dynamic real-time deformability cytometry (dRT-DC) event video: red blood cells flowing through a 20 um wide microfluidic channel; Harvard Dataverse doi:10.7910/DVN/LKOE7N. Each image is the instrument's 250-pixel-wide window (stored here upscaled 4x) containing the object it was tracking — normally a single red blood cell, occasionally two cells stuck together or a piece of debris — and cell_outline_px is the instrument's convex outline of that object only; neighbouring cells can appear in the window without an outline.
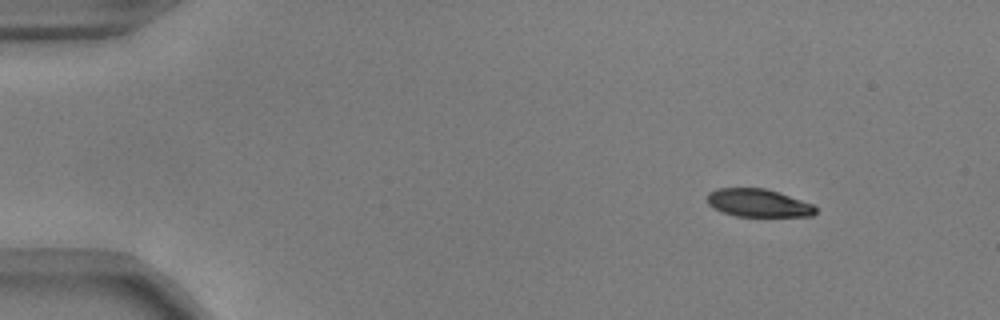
{"species": "common noctule bat (a hibernating species)", "species_latin": "Nyctalus noctula", "temperature_condition": "warm", "stored_images_in_passage": 49, "camera_frame_rate_fps": 3000, "um_per_image_px": 0.085, "animal": {"sex": "male", "body_mass_g": 17.9, "forearm_length_mm": 54.2}, "frame": {"image": 1, "passage_image": 1, "time_ms": 0.0, "image_size_px": [1000, 320], "cell_outline_px": [[816, 212], [812, 216], [736, 216], [712, 208], [708, 204], [708, 192], [716, 188], [764, 188], [780, 192], [812, 204], [816, 208]], "centroid_in_image_um": [64.44, 17.24], "position_along_channel_um": 20.6, "area_um2": 17.63}}
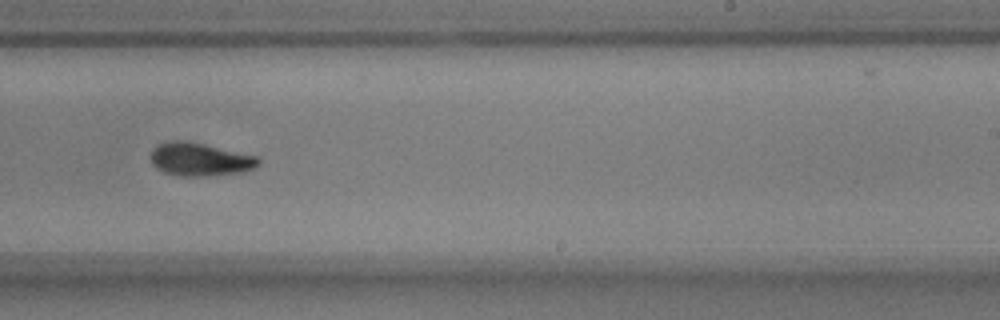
{"frame": {"image": 2, "passage_image": 29, "time_ms": 9.333, "image_size_px": [1000, 320], "cell_outline_px": [[260, 164], [256, 168], [244, 172], [212, 176], [180, 176], [164, 172], [156, 168], [152, 164], [152, 148], [156, 144], [172, 140], [188, 140], [260, 156]], "centroid_in_image_um": [17.05, 13.54], "position_along_channel_um": 272.0, "area_um2": 21.39}}
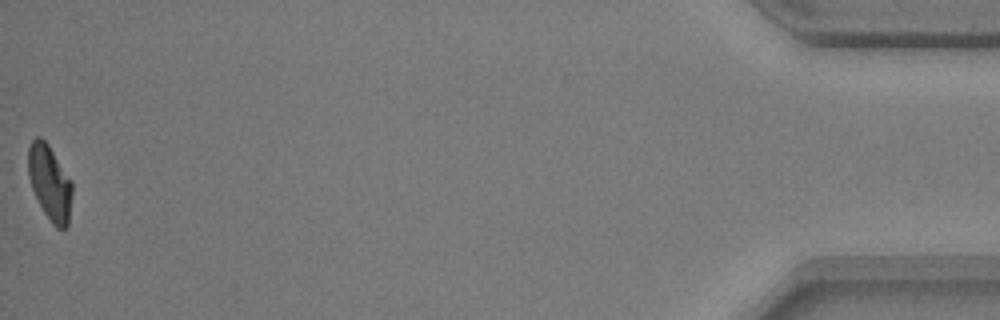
{"frame": {"image": 3, "passage_image": 49, "time_ms": 16.0, "image_size_px": [1000, 320], "cell_outline_px": [[72, 192], [68, 224], [64, 228], [56, 228], [52, 224], [44, 212], [32, 188], [28, 176], [28, 148], [32, 140], [36, 136], [40, 136], [48, 144], [72, 180]], "centroid_in_image_um": [4.23, 15.5], "position_along_channel_um": 431.0, "area_um2": 19.19}, "authors_computed_cell_mechanics": {"area_um2": 20.2878, "velocity_mm_per_s": 3.7256, "shape_relaxation_time_tau1_ms": 2.2505, "shape_relaxation_time_tau2_ms": 2.48, "deformation_change_tau1": 0.1524, "deformation_change_tau2": 0.0768}}